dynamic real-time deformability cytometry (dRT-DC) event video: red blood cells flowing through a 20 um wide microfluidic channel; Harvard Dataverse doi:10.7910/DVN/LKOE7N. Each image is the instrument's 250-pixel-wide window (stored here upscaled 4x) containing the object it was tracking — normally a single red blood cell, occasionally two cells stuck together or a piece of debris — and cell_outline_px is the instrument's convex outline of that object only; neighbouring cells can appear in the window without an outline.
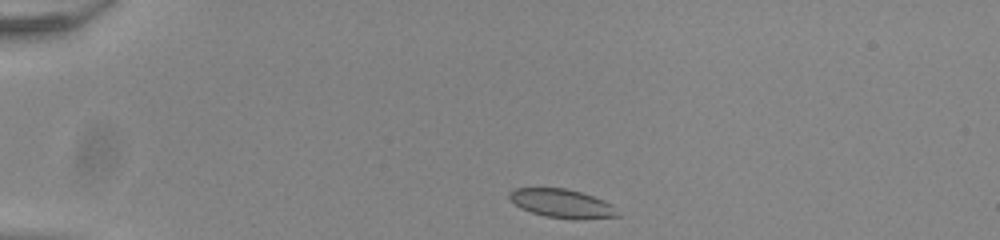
{"species": "common noctule bat (a hibernating species)", "species_latin": "Nyctalus noctula", "temperature_condition": "room temperature", "stored_images_in_passage": 42, "camera_frame_rate_fps": 3000, "um_per_image_px": 0.085, "animal": {"sex": "male", "body_mass_g": 20.0, "forearm_length_mm": 53.3}, "frame": {"image": 1, "passage_image": 1, "time_ms": 0.0, "image_size_px": [1000, 240], "cell_outline_px": [[620, 216], [584, 220], [580, 220], [544, 216], [520, 208], [508, 196], [508, 192], [512, 188], [564, 188], [580, 192], [604, 200], [612, 204]], "centroid_in_image_um": [47.77, 17.3], "position_along_channel_um": 37.2, "area_um2": 18.15}}
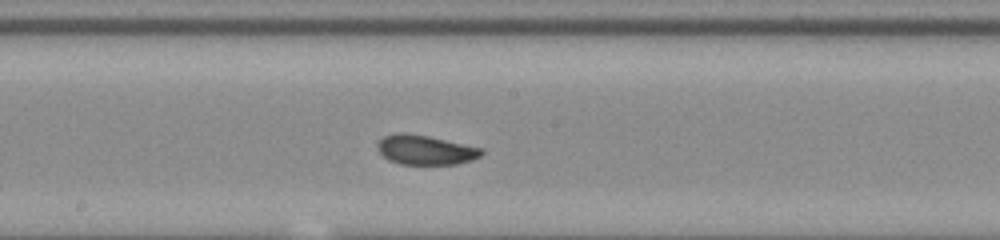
{"frame": {"image": 2, "passage_image": 19, "time_ms": 6.0, "image_size_px": [1000, 240], "cell_outline_px": [[484, 152], [480, 156], [472, 160], [456, 164], [400, 164], [388, 160], [376, 148], [376, 144], [384, 136], [396, 132], [404, 132], [428, 136], [484, 148]], "centroid_in_image_um": [36.15, 12.73], "position_along_channel_um": 212.0, "area_um2": 18.03}}
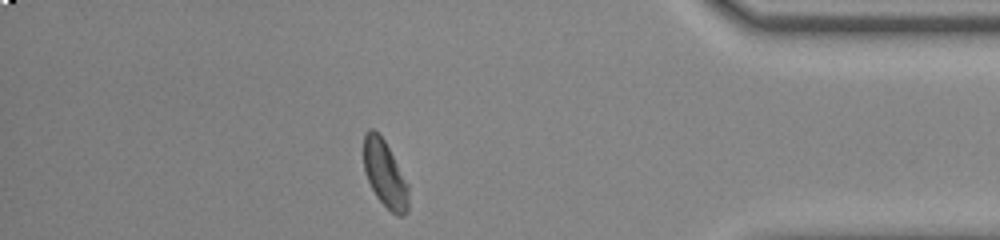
{"frame": {"image": 3, "passage_image": 36, "time_ms": 11.667, "image_size_px": [1000, 240], "cell_outline_px": [[408, 212], [404, 216], [396, 216], [376, 196], [364, 172], [364, 132], [368, 128], [372, 128], [384, 140], [408, 184]], "centroid_in_image_um": [32.71, 14.8], "position_along_channel_um": 402.5, "area_um2": 17.22}, "authors_computed_cell_mechanics": {"area_um2": 17.7735, "velocity_mm_per_s": 3.8897, "shape_relaxation_time_tau1_ms": 3.6616, "shape_relaxation_time_tau2_ms": 1.0748, "deformation_change_tau1": 0.1106, "deformation_change_tau2": 0.0566}}